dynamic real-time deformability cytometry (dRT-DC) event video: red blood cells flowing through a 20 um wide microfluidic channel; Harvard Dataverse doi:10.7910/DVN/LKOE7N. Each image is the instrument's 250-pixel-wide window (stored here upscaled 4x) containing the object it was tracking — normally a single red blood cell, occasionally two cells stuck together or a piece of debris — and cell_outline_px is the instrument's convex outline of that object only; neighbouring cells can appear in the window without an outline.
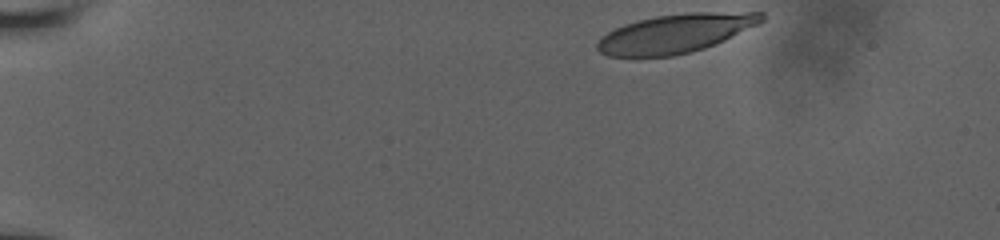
{"species": "human", "species_latin": "Homo sapiens", "temperature_condition": "room temperature", "stored_images_in_passage": 9, "camera_frame_rate_fps": 3000, "um_per_image_px": 0.085, "donor": {"sex": "male"}, "frame": {"image": 1, "passage_image": 1, "time_ms": 0.0, "image_size_px": [1000, 240], "cell_outline_px": [[764, 20], [724, 40], [704, 48], [672, 56], [608, 56], [600, 52], [596, 48], [596, 44], [608, 32], [624, 24], [656, 16], [692, 12], [764, 12]], "centroid_in_image_um": [57.41, 2.83], "position_along_channel_um": 27.6, "area_um2": 36.47}}
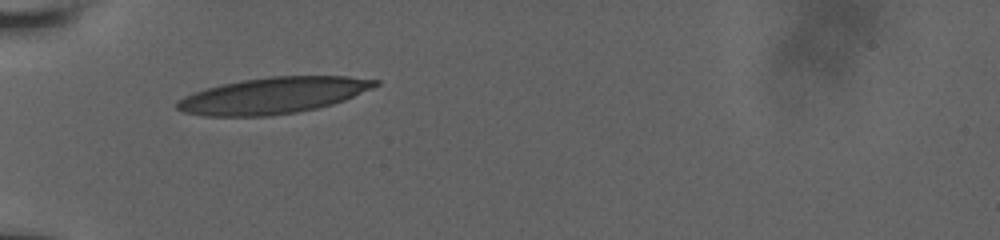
{"frame": {"image": 2, "passage_image": 7, "time_ms": 3.333, "image_size_px": [1000, 240], "cell_outline_px": [[380, 84], [372, 88], [344, 100], [332, 104], [316, 108], [296, 112], [272, 116], [204, 116], [184, 112], [176, 108], [176, 100], [184, 96], [208, 88], [224, 84], [244, 80], [272, 76], [348, 76], [380, 80]], "centroid_in_image_um": [23.23, 8.12], "position_along_channel_um": 61.8, "area_um2": 41.62}}